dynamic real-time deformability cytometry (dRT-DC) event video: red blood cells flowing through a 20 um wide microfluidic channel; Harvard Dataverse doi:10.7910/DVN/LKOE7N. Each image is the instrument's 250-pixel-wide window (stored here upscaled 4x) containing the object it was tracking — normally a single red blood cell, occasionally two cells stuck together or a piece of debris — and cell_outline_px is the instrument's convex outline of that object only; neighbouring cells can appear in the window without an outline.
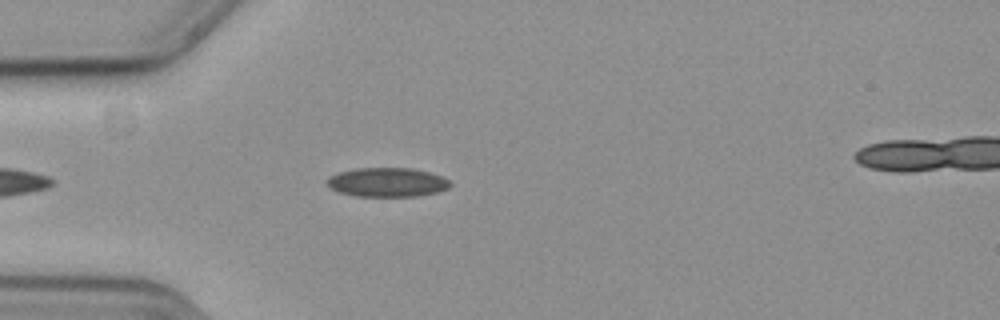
{"species": "common noctule bat (a hibernating species)", "species_latin": "Nyctalus noctula", "temperature_condition": "cold", "stored_images_in_passage": 18, "camera_frame_rate_fps": 3000, "um_per_image_px": 0.085, "animal": {"sex": "female", "body_mass_g": 19.3, "forearm_length_mm": 54.1}, "frame": {"image": 1, "passage_image": 3, "time_ms": 0.667, "image_size_px": [1000, 320], "cell_outline_px": [[452, 184], [448, 188], [436, 192], [420, 196], [356, 196], [340, 192], [332, 188], [328, 184], [328, 176], [340, 172], [356, 168], [412, 168], [428, 172], [440, 176], [448, 180]], "centroid_in_image_um": [32.93, 15.49], "position_along_channel_um": 52.1, "area_um2": 20.69}}
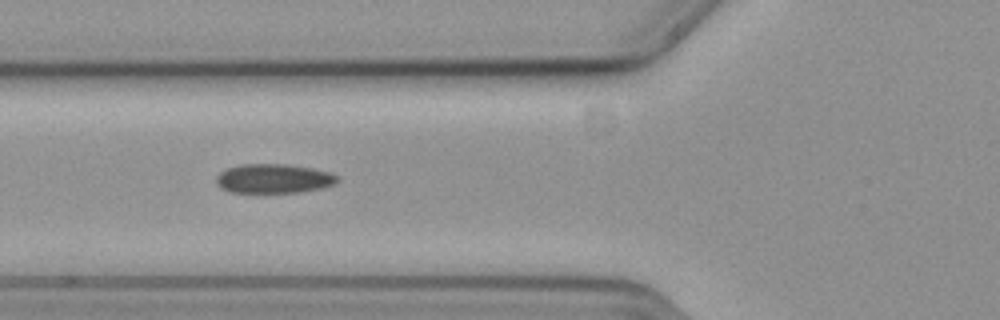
{"frame": {"image": 2, "passage_image": 8, "time_ms": 2.333, "image_size_px": [1000, 320], "cell_outline_px": [[340, 180], [336, 184], [320, 188], [300, 192], [232, 192], [220, 188], [216, 184], [216, 176], [220, 172], [228, 168], [240, 164], [288, 164], [312, 168], [332, 172], [340, 176]], "centroid_in_image_um": [23.3, 15.17], "position_along_channel_um": 102.5, "area_um2": 20.87}}